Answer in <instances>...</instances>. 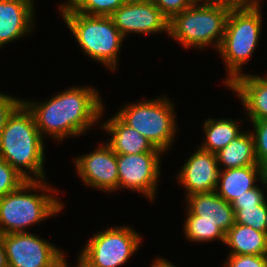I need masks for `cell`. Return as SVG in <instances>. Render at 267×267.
<instances>
[{
  "label": "cell",
  "mask_w": 267,
  "mask_h": 267,
  "mask_svg": "<svg viewBox=\"0 0 267 267\" xmlns=\"http://www.w3.org/2000/svg\"><path fill=\"white\" fill-rule=\"evenodd\" d=\"M97 90L90 87H72L41 103H23L33 114L35 124L43 137L46 134L61 141L64 137L83 135L98 124L103 102Z\"/></svg>",
  "instance_id": "obj_1"
},
{
  "label": "cell",
  "mask_w": 267,
  "mask_h": 267,
  "mask_svg": "<svg viewBox=\"0 0 267 267\" xmlns=\"http://www.w3.org/2000/svg\"><path fill=\"white\" fill-rule=\"evenodd\" d=\"M43 139L33 114L22 103L10 116L0 134V158L27 180H46Z\"/></svg>",
  "instance_id": "obj_2"
},
{
  "label": "cell",
  "mask_w": 267,
  "mask_h": 267,
  "mask_svg": "<svg viewBox=\"0 0 267 267\" xmlns=\"http://www.w3.org/2000/svg\"><path fill=\"white\" fill-rule=\"evenodd\" d=\"M50 188L45 180H27L15 191L1 197L0 234L26 232L28 226L61 213V201L46 193L58 191ZM39 189L43 194L37 192ZM31 190L37 193H29Z\"/></svg>",
  "instance_id": "obj_3"
},
{
  "label": "cell",
  "mask_w": 267,
  "mask_h": 267,
  "mask_svg": "<svg viewBox=\"0 0 267 267\" xmlns=\"http://www.w3.org/2000/svg\"><path fill=\"white\" fill-rule=\"evenodd\" d=\"M61 15L83 52L90 58L116 70L117 58L123 42L110 16H89L74 11L67 3L61 4Z\"/></svg>",
  "instance_id": "obj_4"
},
{
  "label": "cell",
  "mask_w": 267,
  "mask_h": 267,
  "mask_svg": "<svg viewBox=\"0 0 267 267\" xmlns=\"http://www.w3.org/2000/svg\"><path fill=\"white\" fill-rule=\"evenodd\" d=\"M229 10L209 3H194L169 20V33L183 47L219 49L225 33Z\"/></svg>",
  "instance_id": "obj_5"
},
{
  "label": "cell",
  "mask_w": 267,
  "mask_h": 267,
  "mask_svg": "<svg viewBox=\"0 0 267 267\" xmlns=\"http://www.w3.org/2000/svg\"><path fill=\"white\" fill-rule=\"evenodd\" d=\"M260 6L252 9L230 10L223 41L218 49L228 69L225 84L242 75V66L255 51L261 36Z\"/></svg>",
  "instance_id": "obj_6"
},
{
  "label": "cell",
  "mask_w": 267,
  "mask_h": 267,
  "mask_svg": "<svg viewBox=\"0 0 267 267\" xmlns=\"http://www.w3.org/2000/svg\"><path fill=\"white\" fill-rule=\"evenodd\" d=\"M173 109L174 104L165 95L123 106L116 115L148 139L155 148L165 152L172 145L177 132Z\"/></svg>",
  "instance_id": "obj_7"
},
{
  "label": "cell",
  "mask_w": 267,
  "mask_h": 267,
  "mask_svg": "<svg viewBox=\"0 0 267 267\" xmlns=\"http://www.w3.org/2000/svg\"><path fill=\"white\" fill-rule=\"evenodd\" d=\"M141 239L131 226L110 227L94 234L81 253L96 267H121L138 250Z\"/></svg>",
  "instance_id": "obj_8"
},
{
  "label": "cell",
  "mask_w": 267,
  "mask_h": 267,
  "mask_svg": "<svg viewBox=\"0 0 267 267\" xmlns=\"http://www.w3.org/2000/svg\"><path fill=\"white\" fill-rule=\"evenodd\" d=\"M164 152H146L139 154H117L119 175L118 189H132L154 200L160 177V160Z\"/></svg>",
  "instance_id": "obj_9"
},
{
  "label": "cell",
  "mask_w": 267,
  "mask_h": 267,
  "mask_svg": "<svg viewBox=\"0 0 267 267\" xmlns=\"http://www.w3.org/2000/svg\"><path fill=\"white\" fill-rule=\"evenodd\" d=\"M9 267H58L61 250L29 232L2 234Z\"/></svg>",
  "instance_id": "obj_10"
},
{
  "label": "cell",
  "mask_w": 267,
  "mask_h": 267,
  "mask_svg": "<svg viewBox=\"0 0 267 267\" xmlns=\"http://www.w3.org/2000/svg\"><path fill=\"white\" fill-rule=\"evenodd\" d=\"M110 17L124 38L132 32L144 35L161 31L169 33V19L152 0H128Z\"/></svg>",
  "instance_id": "obj_11"
},
{
  "label": "cell",
  "mask_w": 267,
  "mask_h": 267,
  "mask_svg": "<svg viewBox=\"0 0 267 267\" xmlns=\"http://www.w3.org/2000/svg\"><path fill=\"white\" fill-rule=\"evenodd\" d=\"M74 162L78 175L87 186L100 191L118 190L117 154L107 143L91 153L77 156Z\"/></svg>",
  "instance_id": "obj_12"
},
{
  "label": "cell",
  "mask_w": 267,
  "mask_h": 267,
  "mask_svg": "<svg viewBox=\"0 0 267 267\" xmlns=\"http://www.w3.org/2000/svg\"><path fill=\"white\" fill-rule=\"evenodd\" d=\"M220 169L216 154L199 148L182 166L177 179L186 189V196L213 192L218 183Z\"/></svg>",
  "instance_id": "obj_13"
},
{
  "label": "cell",
  "mask_w": 267,
  "mask_h": 267,
  "mask_svg": "<svg viewBox=\"0 0 267 267\" xmlns=\"http://www.w3.org/2000/svg\"><path fill=\"white\" fill-rule=\"evenodd\" d=\"M186 197L187 215H197V222L215 223L225 234L235 224L232 205L215 191L194 193Z\"/></svg>",
  "instance_id": "obj_14"
},
{
  "label": "cell",
  "mask_w": 267,
  "mask_h": 267,
  "mask_svg": "<svg viewBox=\"0 0 267 267\" xmlns=\"http://www.w3.org/2000/svg\"><path fill=\"white\" fill-rule=\"evenodd\" d=\"M34 10L32 0H0V48L31 32Z\"/></svg>",
  "instance_id": "obj_15"
},
{
  "label": "cell",
  "mask_w": 267,
  "mask_h": 267,
  "mask_svg": "<svg viewBox=\"0 0 267 267\" xmlns=\"http://www.w3.org/2000/svg\"><path fill=\"white\" fill-rule=\"evenodd\" d=\"M215 192L230 204L245 194L246 191L257 187L256 181L262 182L267 188V169L262 165H250L240 168L223 169ZM258 179V180H257Z\"/></svg>",
  "instance_id": "obj_16"
},
{
  "label": "cell",
  "mask_w": 267,
  "mask_h": 267,
  "mask_svg": "<svg viewBox=\"0 0 267 267\" xmlns=\"http://www.w3.org/2000/svg\"><path fill=\"white\" fill-rule=\"evenodd\" d=\"M227 86L238 94L251 121L267 119L266 78L259 75L242 74Z\"/></svg>",
  "instance_id": "obj_17"
},
{
  "label": "cell",
  "mask_w": 267,
  "mask_h": 267,
  "mask_svg": "<svg viewBox=\"0 0 267 267\" xmlns=\"http://www.w3.org/2000/svg\"><path fill=\"white\" fill-rule=\"evenodd\" d=\"M101 127L110 134L107 144L116 154H139L146 152H163L137 130L126 125L116 114Z\"/></svg>",
  "instance_id": "obj_18"
},
{
  "label": "cell",
  "mask_w": 267,
  "mask_h": 267,
  "mask_svg": "<svg viewBox=\"0 0 267 267\" xmlns=\"http://www.w3.org/2000/svg\"><path fill=\"white\" fill-rule=\"evenodd\" d=\"M233 255H267V233L235 223L225 234V242Z\"/></svg>",
  "instance_id": "obj_19"
},
{
  "label": "cell",
  "mask_w": 267,
  "mask_h": 267,
  "mask_svg": "<svg viewBox=\"0 0 267 267\" xmlns=\"http://www.w3.org/2000/svg\"><path fill=\"white\" fill-rule=\"evenodd\" d=\"M216 157L219 167L223 165L224 169L259 165L256 160L252 132H241L226 147L217 152Z\"/></svg>",
  "instance_id": "obj_20"
},
{
  "label": "cell",
  "mask_w": 267,
  "mask_h": 267,
  "mask_svg": "<svg viewBox=\"0 0 267 267\" xmlns=\"http://www.w3.org/2000/svg\"><path fill=\"white\" fill-rule=\"evenodd\" d=\"M205 142L199 148L216 154L241 132L234 119H207L203 125Z\"/></svg>",
  "instance_id": "obj_21"
},
{
  "label": "cell",
  "mask_w": 267,
  "mask_h": 267,
  "mask_svg": "<svg viewBox=\"0 0 267 267\" xmlns=\"http://www.w3.org/2000/svg\"><path fill=\"white\" fill-rule=\"evenodd\" d=\"M184 234L191 242H209L219 239L225 242V233L215 223L197 222V215H188L184 224Z\"/></svg>",
  "instance_id": "obj_22"
},
{
  "label": "cell",
  "mask_w": 267,
  "mask_h": 267,
  "mask_svg": "<svg viewBox=\"0 0 267 267\" xmlns=\"http://www.w3.org/2000/svg\"><path fill=\"white\" fill-rule=\"evenodd\" d=\"M128 0H70L67 4L76 12L89 16H110Z\"/></svg>",
  "instance_id": "obj_23"
},
{
  "label": "cell",
  "mask_w": 267,
  "mask_h": 267,
  "mask_svg": "<svg viewBox=\"0 0 267 267\" xmlns=\"http://www.w3.org/2000/svg\"><path fill=\"white\" fill-rule=\"evenodd\" d=\"M235 223L267 233V201L258 206L241 207L235 213Z\"/></svg>",
  "instance_id": "obj_24"
},
{
  "label": "cell",
  "mask_w": 267,
  "mask_h": 267,
  "mask_svg": "<svg viewBox=\"0 0 267 267\" xmlns=\"http://www.w3.org/2000/svg\"><path fill=\"white\" fill-rule=\"evenodd\" d=\"M27 179L0 158V198L18 189Z\"/></svg>",
  "instance_id": "obj_25"
},
{
  "label": "cell",
  "mask_w": 267,
  "mask_h": 267,
  "mask_svg": "<svg viewBox=\"0 0 267 267\" xmlns=\"http://www.w3.org/2000/svg\"><path fill=\"white\" fill-rule=\"evenodd\" d=\"M251 122L255 129L252 136L254 139L257 163L267 169V119Z\"/></svg>",
  "instance_id": "obj_26"
},
{
  "label": "cell",
  "mask_w": 267,
  "mask_h": 267,
  "mask_svg": "<svg viewBox=\"0 0 267 267\" xmlns=\"http://www.w3.org/2000/svg\"><path fill=\"white\" fill-rule=\"evenodd\" d=\"M226 267H267V255H233L229 254Z\"/></svg>",
  "instance_id": "obj_27"
},
{
  "label": "cell",
  "mask_w": 267,
  "mask_h": 267,
  "mask_svg": "<svg viewBox=\"0 0 267 267\" xmlns=\"http://www.w3.org/2000/svg\"><path fill=\"white\" fill-rule=\"evenodd\" d=\"M262 189L255 187L245 192L240 197H237L232 203L234 212L236 213L241 207L258 206L262 204L266 199Z\"/></svg>",
  "instance_id": "obj_28"
},
{
  "label": "cell",
  "mask_w": 267,
  "mask_h": 267,
  "mask_svg": "<svg viewBox=\"0 0 267 267\" xmlns=\"http://www.w3.org/2000/svg\"><path fill=\"white\" fill-rule=\"evenodd\" d=\"M23 103L21 100L8 94L0 93V134L5 128L8 119L13 114V112Z\"/></svg>",
  "instance_id": "obj_29"
},
{
  "label": "cell",
  "mask_w": 267,
  "mask_h": 267,
  "mask_svg": "<svg viewBox=\"0 0 267 267\" xmlns=\"http://www.w3.org/2000/svg\"><path fill=\"white\" fill-rule=\"evenodd\" d=\"M161 12L170 20L174 15L194 4L193 0H152Z\"/></svg>",
  "instance_id": "obj_30"
},
{
  "label": "cell",
  "mask_w": 267,
  "mask_h": 267,
  "mask_svg": "<svg viewBox=\"0 0 267 267\" xmlns=\"http://www.w3.org/2000/svg\"><path fill=\"white\" fill-rule=\"evenodd\" d=\"M260 0H211L209 4L230 10H244L259 7Z\"/></svg>",
  "instance_id": "obj_31"
},
{
  "label": "cell",
  "mask_w": 267,
  "mask_h": 267,
  "mask_svg": "<svg viewBox=\"0 0 267 267\" xmlns=\"http://www.w3.org/2000/svg\"><path fill=\"white\" fill-rule=\"evenodd\" d=\"M66 255L63 254L60 257L58 267H69L67 260L64 258ZM76 267H96L86 256L82 253L78 256V263Z\"/></svg>",
  "instance_id": "obj_32"
},
{
  "label": "cell",
  "mask_w": 267,
  "mask_h": 267,
  "mask_svg": "<svg viewBox=\"0 0 267 267\" xmlns=\"http://www.w3.org/2000/svg\"><path fill=\"white\" fill-rule=\"evenodd\" d=\"M0 267H9L2 234H0Z\"/></svg>",
  "instance_id": "obj_33"
},
{
  "label": "cell",
  "mask_w": 267,
  "mask_h": 267,
  "mask_svg": "<svg viewBox=\"0 0 267 267\" xmlns=\"http://www.w3.org/2000/svg\"><path fill=\"white\" fill-rule=\"evenodd\" d=\"M152 263L153 264L150 267H177L171 262L165 260L163 257L154 260Z\"/></svg>",
  "instance_id": "obj_34"
},
{
  "label": "cell",
  "mask_w": 267,
  "mask_h": 267,
  "mask_svg": "<svg viewBox=\"0 0 267 267\" xmlns=\"http://www.w3.org/2000/svg\"><path fill=\"white\" fill-rule=\"evenodd\" d=\"M211 0H193V2L194 3H201V2H203V3H209Z\"/></svg>",
  "instance_id": "obj_35"
}]
</instances>
